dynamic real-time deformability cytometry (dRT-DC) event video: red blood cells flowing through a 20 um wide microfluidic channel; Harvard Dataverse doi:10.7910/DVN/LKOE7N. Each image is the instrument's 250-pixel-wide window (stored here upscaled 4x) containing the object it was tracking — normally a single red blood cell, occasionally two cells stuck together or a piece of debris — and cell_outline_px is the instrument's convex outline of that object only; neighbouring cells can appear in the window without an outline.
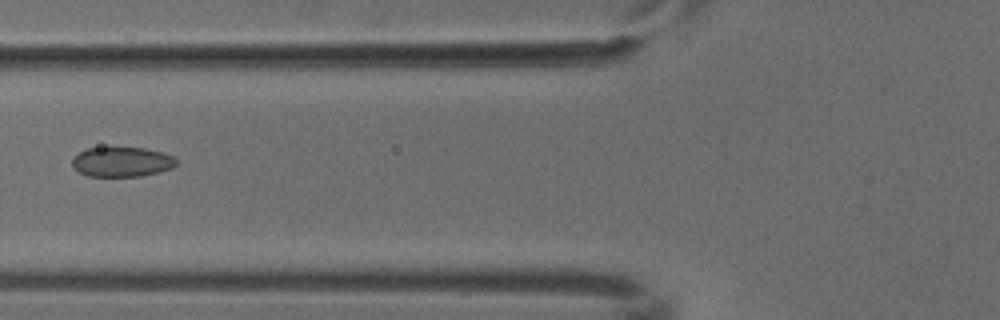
{"species": "common noctule bat (a hibernating species)", "species_latin": "Nyctalus noctula", "temperature_condition": "cold", "stored_images_in_passage": 5, "camera_frame_rate_fps": 3000, "um_per_image_px": 0.085, "animal": {"sex": "male", "body_mass_g": 18.8}, "frame": {"image": 1, "passage_image": 4, "time_ms": 1.0, "image_size_px": [1000, 320], "cell_outline_px": [[176, 164], [172, 168], [160, 172], [140, 176], [88, 176], [80, 172], [72, 164], [72, 160], [80, 152], [88, 148], [144, 148], [160, 152], [172, 156], [176, 160]], "centroid_in_image_um": [10.38, 13.77], "position_along_channel_um": 115.4, "area_um2": 17.74}}
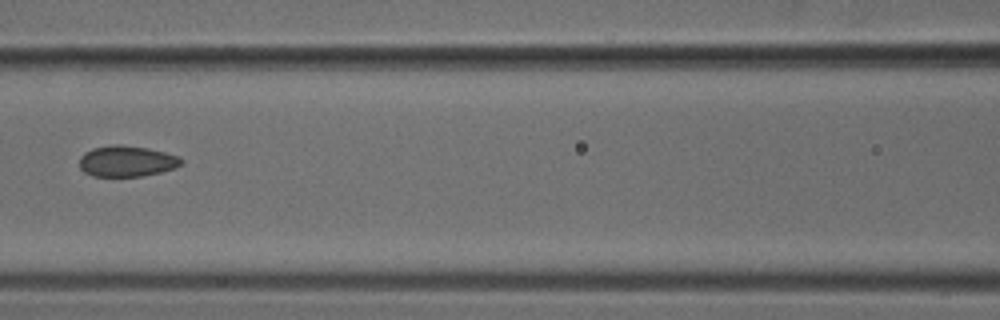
{"frame": {"image": 2, "passage_image": 5, "time_ms": 1.333, "image_size_px": [1000, 320], "cell_outline_px": [[184, 160], [176, 168], [160, 172], [140, 176], [92, 176], [84, 172], [80, 168], [80, 156], [84, 152], [92, 148], [112, 144], [120, 144], [148, 148], [164, 152], [176, 156]], "centroid_in_image_um": [10.74, 13.69], "position_along_channel_um": 155.9, "area_um2": 18.38}}